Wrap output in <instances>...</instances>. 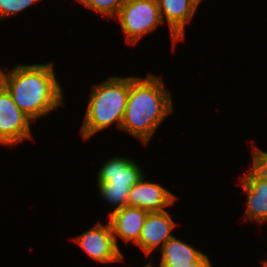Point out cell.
<instances>
[{"instance_id":"cell-1","label":"cell","mask_w":267,"mask_h":267,"mask_svg":"<svg viewBox=\"0 0 267 267\" xmlns=\"http://www.w3.org/2000/svg\"><path fill=\"white\" fill-rule=\"evenodd\" d=\"M52 62L18 64L0 69V82L10 92L17 107L33 122L62 107L63 90Z\"/></svg>"},{"instance_id":"cell-2","label":"cell","mask_w":267,"mask_h":267,"mask_svg":"<svg viewBox=\"0 0 267 267\" xmlns=\"http://www.w3.org/2000/svg\"><path fill=\"white\" fill-rule=\"evenodd\" d=\"M173 98L164 88L162 76L148 73L143 79L130 76V90L121 130L129 132L146 146L162 121L174 111Z\"/></svg>"},{"instance_id":"cell-3","label":"cell","mask_w":267,"mask_h":267,"mask_svg":"<svg viewBox=\"0 0 267 267\" xmlns=\"http://www.w3.org/2000/svg\"><path fill=\"white\" fill-rule=\"evenodd\" d=\"M91 87L88 106L80 129L84 140L90 139L97 132L115 123L121 130L130 90V76H109L105 81Z\"/></svg>"},{"instance_id":"cell-4","label":"cell","mask_w":267,"mask_h":267,"mask_svg":"<svg viewBox=\"0 0 267 267\" xmlns=\"http://www.w3.org/2000/svg\"><path fill=\"white\" fill-rule=\"evenodd\" d=\"M97 173L100 196L115 207L108 215L127 206L130 188L144 175L141 167L125 156L105 160Z\"/></svg>"},{"instance_id":"cell-5","label":"cell","mask_w":267,"mask_h":267,"mask_svg":"<svg viewBox=\"0 0 267 267\" xmlns=\"http://www.w3.org/2000/svg\"><path fill=\"white\" fill-rule=\"evenodd\" d=\"M115 20L120 23L125 42L132 45L164 24L157 0H127Z\"/></svg>"},{"instance_id":"cell-6","label":"cell","mask_w":267,"mask_h":267,"mask_svg":"<svg viewBox=\"0 0 267 267\" xmlns=\"http://www.w3.org/2000/svg\"><path fill=\"white\" fill-rule=\"evenodd\" d=\"M32 122L17 107L10 92L0 82V145L13 147L32 139Z\"/></svg>"},{"instance_id":"cell-7","label":"cell","mask_w":267,"mask_h":267,"mask_svg":"<svg viewBox=\"0 0 267 267\" xmlns=\"http://www.w3.org/2000/svg\"><path fill=\"white\" fill-rule=\"evenodd\" d=\"M87 256L100 263L122 262L124 255L114 240L109 222L96 223L93 227L73 239Z\"/></svg>"},{"instance_id":"cell-8","label":"cell","mask_w":267,"mask_h":267,"mask_svg":"<svg viewBox=\"0 0 267 267\" xmlns=\"http://www.w3.org/2000/svg\"><path fill=\"white\" fill-rule=\"evenodd\" d=\"M239 182L247 196L245 221L264 223L267 221V177L252 163Z\"/></svg>"},{"instance_id":"cell-9","label":"cell","mask_w":267,"mask_h":267,"mask_svg":"<svg viewBox=\"0 0 267 267\" xmlns=\"http://www.w3.org/2000/svg\"><path fill=\"white\" fill-rule=\"evenodd\" d=\"M144 176L130 188L127 206L161 212L174 205L177 199L175 194L159 183L145 181Z\"/></svg>"},{"instance_id":"cell-10","label":"cell","mask_w":267,"mask_h":267,"mask_svg":"<svg viewBox=\"0 0 267 267\" xmlns=\"http://www.w3.org/2000/svg\"><path fill=\"white\" fill-rule=\"evenodd\" d=\"M175 226L176 222L168 210L148 212L136 246H139L140 250L149 256L152 252L154 253V250H160L174 236L171 232Z\"/></svg>"},{"instance_id":"cell-11","label":"cell","mask_w":267,"mask_h":267,"mask_svg":"<svg viewBox=\"0 0 267 267\" xmlns=\"http://www.w3.org/2000/svg\"><path fill=\"white\" fill-rule=\"evenodd\" d=\"M163 23L170 28L173 47L185 39V28L201 4L198 0H157ZM166 20V21H165Z\"/></svg>"},{"instance_id":"cell-12","label":"cell","mask_w":267,"mask_h":267,"mask_svg":"<svg viewBox=\"0 0 267 267\" xmlns=\"http://www.w3.org/2000/svg\"><path fill=\"white\" fill-rule=\"evenodd\" d=\"M147 214L146 210L125 206L109 215V223L118 248V237L125 243H138Z\"/></svg>"},{"instance_id":"cell-13","label":"cell","mask_w":267,"mask_h":267,"mask_svg":"<svg viewBox=\"0 0 267 267\" xmlns=\"http://www.w3.org/2000/svg\"><path fill=\"white\" fill-rule=\"evenodd\" d=\"M204 253L190 244L183 242L176 236L170 238L161 248L159 267H188L198 260ZM150 260L143 267H154Z\"/></svg>"},{"instance_id":"cell-14","label":"cell","mask_w":267,"mask_h":267,"mask_svg":"<svg viewBox=\"0 0 267 267\" xmlns=\"http://www.w3.org/2000/svg\"><path fill=\"white\" fill-rule=\"evenodd\" d=\"M83 6L96 11L101 16H106L108 20L110 18L115 19L119 14L121 7L127 0H76Z\"/></svg>"},{"instance_id":"cell-15","label":"cell","mask_w":267,"mask_h":267,"mask_svg":"<svg viewBox=\"0 0 267 267\" xmlns=\"http://www.w3.org/2000/svg\"><path fill=\"white\" fill-rule=\"evenodd\" d=\"M40 0H0V22L7 17L16 16Z\"/></svg>"},{"instance_id":"cell-16","label":"cell","mask_w":267,"mask_h":267,"mask_svg":"<svg viewBox=\"0 0 267 267\" xmlns=\"http://www.w3.org/2000/svg\"><path fill=\"white\" fill-rule=\"evenodd\" d=\"M252 163L267 177V152L253 145Z\"/></svg>"},{"instance_id":"cell-17","label":"cell","mask_w":267,"mask_h":267,"mask_svg":"<svg viewBox=\"0 0 267 267\" xmlns=\"http://www.w3.org/2000/svg\"><path fill=\"white\" fill-rule=\"evenodd\" d=\"M188 267H213L207 254H203L198 260L189 264Z\"/></svg>"},{"instance_id":"cell-18","label":"cell","mask_w":267,"mask_h":267,"mask_svg":"<svg viewBox=\"0 0 267 267\" xmlns=\"http://www.w3.org/2000/svg\"><path fill=\"white\" fill-rule=\"evenodd\" d=\"M263 267H267V260H261Z\"/></svg>"}]
</instances>
